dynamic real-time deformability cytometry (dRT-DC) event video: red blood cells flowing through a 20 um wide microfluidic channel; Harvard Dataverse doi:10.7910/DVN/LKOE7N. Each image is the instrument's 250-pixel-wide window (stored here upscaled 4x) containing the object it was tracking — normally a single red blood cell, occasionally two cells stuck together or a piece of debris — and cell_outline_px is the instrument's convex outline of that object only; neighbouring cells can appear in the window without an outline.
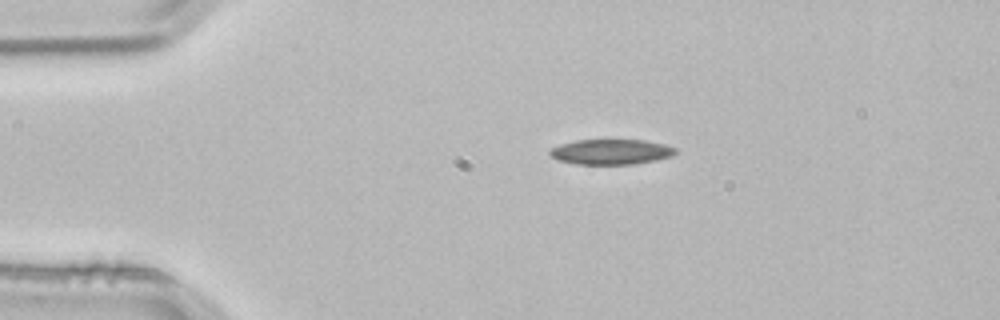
{"species": "common noctule bat (a hibernating species)", "species_latin": "Nyctalus noctula", "temperature_condition": "room temperature", "stored_images_in_passage": 2, "camera_frame_rate_fps": 3000, "um_per_image_px": 0.085, "animal": {"sex": "male", "body_mass_g": 21.5, "forearm_length_mm": 52.0}, "frame": {"image": 1, "passage_image": 2, "time_ms": 0.333, "image_size_px": [1000, 320], "cell_outline_px": [[676, 152], [672, 156], [656, 160], [632, 164], [576, 164], [556, 160], [548, 152], [552, 148], [560, 144], [576, 140], [644, 140], [664, 144], [676, 148]], "centroid_in_image_um": [51.93, 12.91], "position_along_channel_um": 33.1, "area_um2": 18.44}}